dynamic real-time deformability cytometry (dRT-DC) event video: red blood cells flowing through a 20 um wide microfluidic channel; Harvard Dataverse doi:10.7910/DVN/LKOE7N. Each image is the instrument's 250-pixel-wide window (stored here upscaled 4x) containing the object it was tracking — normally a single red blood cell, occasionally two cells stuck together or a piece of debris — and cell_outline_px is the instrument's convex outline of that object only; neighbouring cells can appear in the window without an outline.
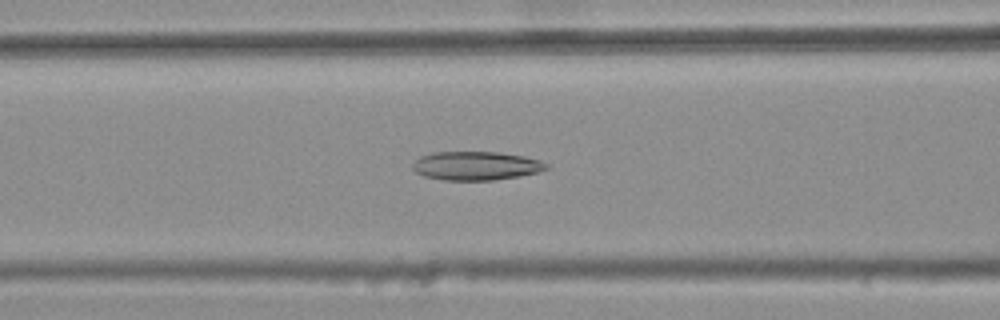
{"species": "common noctule bat (a hibernating species)", "species_latin": "Nyctalus noctula", "temperature_condition": "warm", "stored_images_in_passage": 40, "camera_frame_rate_fps": 3000, "um_per_image_px": 0.085, "animal": {"sex": "female", "body_mass_g": 25.1}, "frame": {"image": 1, "passage_image": 15, "time_ms": 4.667, "image_size_px": [1000, 320], "cell_outline_px": [[548, 168], [536, 172], [520, 176], [492, 180], [444, 180], [424, 176], [416, 172], [412, 168], [412, 164], [420, 156], [432, 152], [500, 152], [524, 156], [540, 160], [548, 164]], "centroid_in_image_um": [40.45, 14.08], "position_along_channel_um": 126.2, "area_um2": 22.37}}
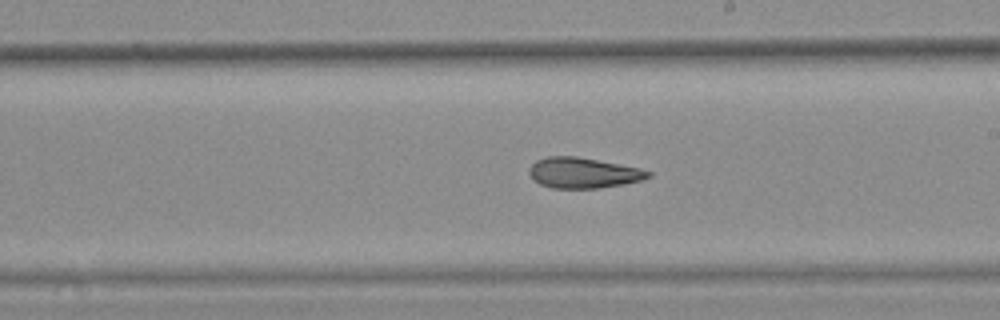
{"frame": {"image": 2, "passage_image": 24, "time_ms": 7.667, "image_size_px": [1000, 320], "cell_outline_px": [[652, 176], [640, 180], [624, 184], [596, 188], [552, 188], [540, 184], [532, 180], [528, 172], [528, 168], [536, 160], [548, 156], [576, 156], [640, 168], [652, 172]], "centroid_in_image_um": [49.54, 14.69], "position_along_channel_um": 239.5, "area_um2": 21.21}}
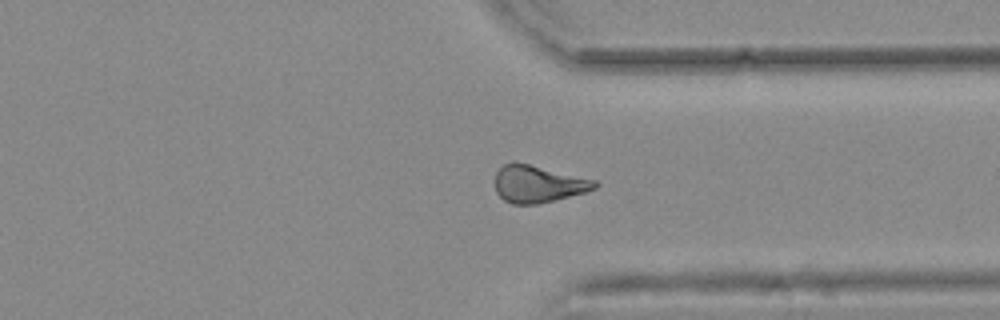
{"frame": {"image": 3, "passage_image": 34, "time_ms": 11.0, "image_size_px": [1000, 320], "cell_outline_px": [[600, 184], [596, 188], [584, 192], [556, 200], [536, 204], [512, 204], [504, 200], [496, 192], [496, 172], [504, 164], [528, 164], [596, 180]], "centroid_in_image_um": [45.76, 15.66], "position_along_channel_um": 365.6, "area_um2": 21.15}, "authors_computed_cell_mechanics": {"area_um2": 21.9351, "velocity_mm_per_s": 3.789, "shape_relaxation_time_tau1_ms": null, "shape_relaxation_time_tau2_ms": 5.075, "deformation_change_tau1": null, "deformation_change_tau2": 0.1472}}